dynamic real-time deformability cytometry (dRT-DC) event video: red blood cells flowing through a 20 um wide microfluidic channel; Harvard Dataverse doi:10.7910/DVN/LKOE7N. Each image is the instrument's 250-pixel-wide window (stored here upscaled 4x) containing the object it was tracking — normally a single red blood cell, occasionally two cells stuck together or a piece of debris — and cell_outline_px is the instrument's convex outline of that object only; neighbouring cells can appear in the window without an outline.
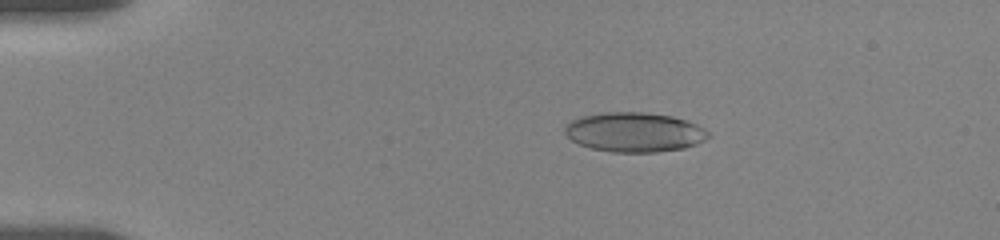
{"species": "human", "species_latin": "Homo sapiens", "temperature_condition": "room temperature", "stored_images_in_passage": 21, "camera_frame_rate_fps": 3000, "um_per_image_px": 0.085, "donor": {"sex": "female"}, "frame": {"image": 1, "passage_image": 9, "time_ms": 3.333, "image_size_px": [1000, 240], "cell_outline_px": [[712, 136], [696, 144], [684, 148], [656, 152], [612, 152], [592, 148], [580, 144], [572, 140], [564, 132], [564, 128], [572, 120], [580, 116], [600, 112], [644, 112], [672, 116], [688, 120], [704, 128]], "centroid_in_image_um": [53.94, 11.22], "position_along_channel_um": 31.1, "area_um2": 33.18}}
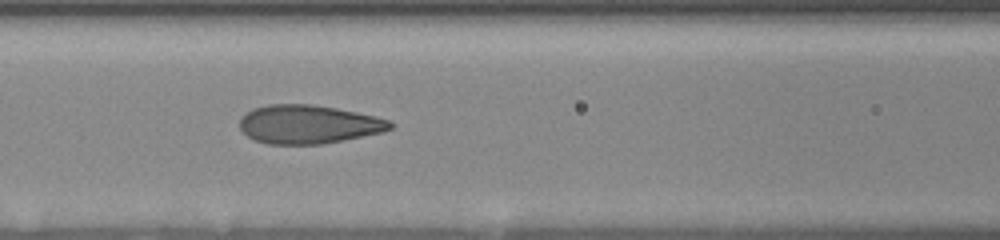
{"frame": {"image": 2, "passage_image": 18, "time_ms": 8.0, "image_size_px": [1000, 240], "cell_outline_px": [[392, 128], [384, 132], [320, 144], [268, 144], [256, 140], [248, 136], [240, 128], [240, 120], [252, 108], [268, 104], [312, 104], [336, 108], [376, 116], [388, 120], [392, 124]], "centroid_in_image_um": [26.22, 10.56], "position_along_channel_um": 140.4, "area_um2": 33.64}}
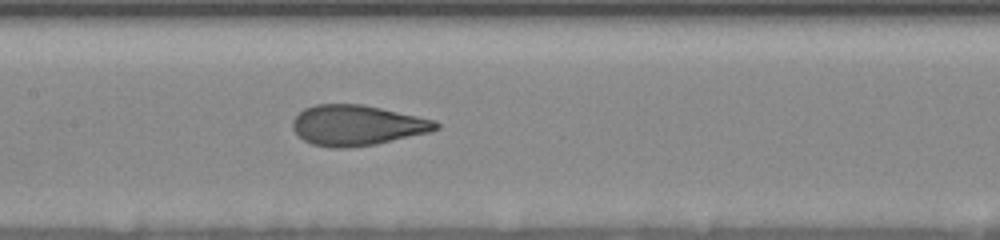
{"frame": {"image": 3, "passage_image": 21, "time_ms": 9.0, "image_size_px": [1000, 240], "cell_outline_px": [[440, 128], [428, 132], [376, 144], [348, 148], [332, 148], [312, 144], [304, 140], [292, 128], [292, 120], [304, 108], [316, 104], [360, 104], [380, 108], [436, 120], [440, 124]], "centroid_in_image_um": [30.34, 10.65], "position_along_channel_um": 177.1, "area_um2": 33.58}}